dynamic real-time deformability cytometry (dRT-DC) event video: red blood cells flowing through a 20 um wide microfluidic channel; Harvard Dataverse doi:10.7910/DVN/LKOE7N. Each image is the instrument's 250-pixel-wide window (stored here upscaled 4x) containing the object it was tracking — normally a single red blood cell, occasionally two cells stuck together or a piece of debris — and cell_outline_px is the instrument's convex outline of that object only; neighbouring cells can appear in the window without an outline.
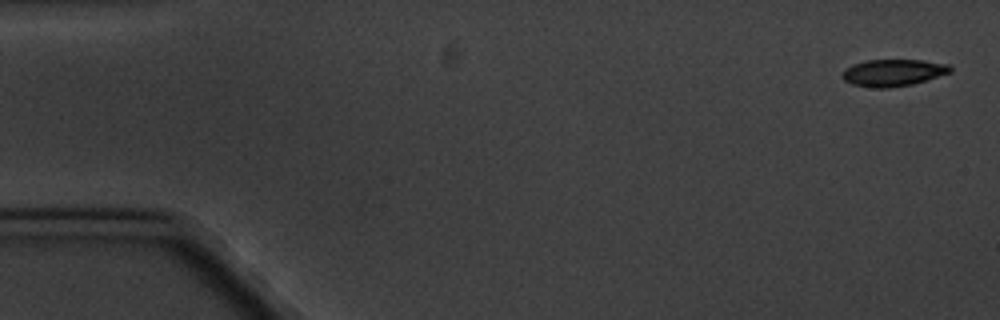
{"species": "common noctule bat (a hibernating species)", "species_latin": "Nyctalus noctula", "temperature_condition": "cold", "stored_images_in_passage": 10, "camera_frame_rate_fps": 3000, "um_per_image_px": 0.085, "animal": {"sex": "male", "body_mass_g": 20.1, "forearm_length_mm": 53.5}, "frame": {"image": 1, "passage_image": 1, "time_ms": 0.0, "image_size_px": [1000, 320], "cell_outline_px": [[952, 72], [928, 80], [912, 84], [888, 88], [876, 88], [852, 84], [844, 80], [840, 76], [844, 68], [852, 64], [868, 60], [924, 60], [948, 64], [952, 68]], "centroid_in_image_um": [75.91, 6.17], "position_along_channel_um": 9.1, "area_um2": 17.11}}